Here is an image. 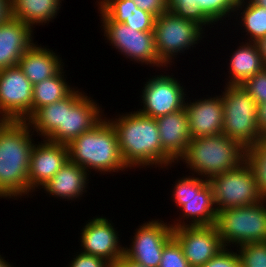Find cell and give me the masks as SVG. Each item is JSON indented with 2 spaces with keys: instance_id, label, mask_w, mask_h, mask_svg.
Wrapping results in <instances>:
<instances>
[{
  "instance_id": "obj_9",
  "label": "cell",
  "mask_w": 266,
  "mask_h": 267,
  "mask_svg": "<svg viewBox=\"0 0 266 267\" xmlns=\"http://www.w3.org/2000/svg\"><path fill=\"white\" fill-rule=\"evenodd\" d=\"M98 13L101 14L100 27L104 31L105 40L119 54L142 66L149 65L160 70L166 67L157 56L153 31H137L123 22L109 20L99 9Z\"/></svg>"
},
{
  "instance_id": "obj_34",
  "label": "cell",
  "mask_w": 266,
  "mask_h": 267,
  "mask_svg": "<svg viewBox=\"0 0 266 267\" xmlns=\"http://www.w3.org/2000/svg\"><path fill=\"white\" fill-rule=\"evenodd\" d=\"M225 247L201 267H241L237 251ZM235 251V252H234Z\"/></svg>"
},
{
  "instance_id": "obj_28",
  "label": "cell",
  "mask_w": 266,
  "mask_h": 267,
  "mask_svg": "<svg viewBox=\"0 0 266 267\" xmlns=\"http://www.w3.org/2000/svg\"><path fill=\"white\" fill-rule=\"evenodd\" d=\"M234 14L236 21L240 16L237 22L243 28L241 32L246 33V42L256 43L266 36V8L242 0L235 4Z\"/></svg>"
},
{
  "instance_id": "obj_40",
  "label": "cell",
  "mask_w": 266,
  "mask_h": 267,
  "mask_svg": "<svg viewBox=\"0 0 266 267\" xmlns=\"http://www.w3.org/2000/svg\"><path fill=\"white\" fill-rule=\"evenodd\" d=\"M256 44L259 48L261 58L266 67V36L264 38H261L258 42H256Z\"/></svg>"
},
{
  "instance_id": "obj_29",
  "label": "cell",
  "mask_w": 266,
  "mask_h": 267,
  "mask_svg": "<svg viewBox=\"0 0 266 267\" xmlns=\"http://www.w3.org/2000/svg\"><path fill=\"white\" fill-rule=\"evenodd\" d=\"M64 68L55 76L33 85V114L41 107L60 101L75 89L66 82Z\"/></svg>"
},
{
  "instance_id": "obj_8",
  "label": "cell",
  "mask_w": 266,
  "mask_h": 267,
  "mask_svg": "<svg viewBox=\"0 0 266 267\" xmlns=\"http://www.w3.org/2000/svg\"><path fill=\"white\" fill-rule=\"evenodd\" d=\"M153 32L157 56L167 70L179 53L183 54L191 48L193 50L205 34L200 25L176 16L169 10L156 17Z\"/></svg>"
},
{
  "instance_id": "obj_19",
  "label": "cell",
  "mask_w": 266,
  "mask_h": 267,
  "mask_svg": "<svg viewBox=\"0 0 266 267\" xmlns=\"http://www.w3.org/2000/svg\"><path fill=\"white\" fill-rule=\"evenodd\" d=\"M234 8L235 3L232 0H168L169 11L195 22L204 30L206 26L216 25L227 17L230 20L229 17L234 15Z\"/></svg>"
},
{
  "instance_id": "obj_4",
  "label": "cell",
  "mask_w": 266,
  "mask_h": 267,
  "mask_svg": "<svg viewBox=\"0 0 266 267\" xmlns=\"http://www.w3.org/2000/svg\"><path fill=\"white\" fill-rule=\"evenodd\" d=\"M246 148L224 134L191 139L186 152L179 159L192 175L205 180L233 170L245 162Z\"/></svg>"
},
{
  "instance_id": "obj_2",
  "label": "cell",
  "mask_w": 266,
  "mask_h": 267,
  "mask_svg": "<svg viewBox=\"0 0 266 267\" xmlns=\"http://www.w3.org/2000/svg\"><path fill=\"white\" fill-rule=\"evenodd\" d=\"M26 121H0V197L29 196L28 170L36 141Z\"/></svg>"
},
{
  "instance_id": "obj_15",
  "label": "cell",
  "mask_w": 266,
  "mask_h": 267,
  "mask_svg": "<svg viewBox=\"0 0 266 267\" xmlns=\"http://www.w3.org/2000/svg\"><path fill=\"white\" fill-rule=\"evenodd\" d=\"M112 220L103 216L89 219L81 228V252L105 259L113 265L124 255V247Z\"/></svg>"
},
{
  "instance_id": "obj_21",
  "label": "cell",
  "mask_w": 266,
  "mask_h": 267,
  "mask_svg": "<svg viewBox=\"0 0 266 267\" xmlns=\"http://www.w3.org/2000/svg\"><path fill=\"white\" fill-rule=\"evenodd\" d=\"M156 121L163 150L178 164L191 141L186 109L158 117Z\"/></svg>"
},
{
  "instance_id": "obj_41",
  "label": "cell",
  "mask_w": 266,
  "mask_h": 267,
  "mask_svg": "<svg viewBox=\"0 0 266 267\" xmlns=\"http://www.w3.org/2000/svg\"><path fill=\"white\" fill-rule=\"evenodd\" d=\"M3 255H0V267H14L13 264L4 259Z\"/></svg>"
},
{
  "instance_id": "obj_11",
  "label": "cell",
  "mask_w": 266,
  "mask_h": 267,
  "mask_svg": "<svg viewBox=\"0 0 266 267\" xmlns=\"http://www.w3.org/2000/svg\"><path fill=\"white\" fill-rule=\"evenodd\" d=\"M33 115V84L21 68L0 70V121H27Z\"/></svg>"
},
{
  "instance_id": "obj_36",
  "label": "cell",
  "mask_w": 266,
  "mask_h": 267,
  "mask_svg": "<svg viewBox=\"0 0 266 267\" xmlns=\"http://www.w3.org/2000/svg\"><path fill=\"white\" fill-rule=\"evenodd\" d=\"M138 8L158 17L168 10V0H133Z\"/></svg>"
},
{
  "instance_id": "obj_20",
  "label": "cell",
  "mask_w": 266,
  "mask_h": 267,
  "mask_svg": "<svg viewBox=\"0 0 266 267\" xmlns=\"http://www.w3.org/2000/svg\"><path fill=\"white\" fill-rule=\"evenodd\" d=\"M33 32L30 26L12 17L0 23V70L18 65L34 44Z\"/></svg>"
},
{
  "instance_id": "obj_14",
  "label": "cell",
  "mask_w": 266,
  "mask_h": 267,
  "mask_svg": "<svg viewBox=\"0 0 266 267\" xmlns=\"http://www.w3.org/2000/svg\"><path fill=\"white\" fill-rule=\"evenodd\" d=\"M173 238L182 247L190 267L203 266L225 248L215 224L174 228Z\"/></svg>"
},
{
  "instance_id": "obj_27",
  "label": "cell",
  "mask_w": 266,
  "mask_h": 267,
  "mask_svg": "<svg viewBox=\"0 0 266 267\" xmlns=\"http://www.w3.org/2000/svg\"><path fill=\"white\" fill-rule=\"evenodd\" d=\"M77 88L66 98L39 108L26 121L33 133L47 139L59 126H63L64 107H70L84 93Z\"/></svg>"
},
{
  "instance_id": "obj_42",
  "label": "cell",
  "mask_w": 266,
  "mask_h": 267,
  "mask_svg": "<svg viewBox=\"0 0 266 267\" xmlns=\"http://www.w3.org/2000/svg\"><path fill=\"white\" fill-rule=\"evenodd\" d=\"M252 4L266 8V0H249Z\"/></svg>"
},
{
  "instance_id": "obj_5",
  "label": "cell",
  "mask_w": 266,
  "mask_h": 267,
  "mask_svg": "<svg viewBox=\"0 0 266 267\" xmlns=\"http://www.w3.org/2000/svg\"><path fill=\"white\" fill-rule=\"evenodd\" d=\"M171 192V200L182 214H179L180 217L175 218L176 220L174 219L170 224L173 229L188 225L215 224L217 210L212 187L208 180L189 173V176L186 175L176 180Z\"/></svg>"
},
{
  "instance_id": "obj_12",
  "label": "cell",
  "mask_w": 266,
  "mask_h": 267,
  "mask_svg": "<svg viewBox=\"0 0 266 267\" xmlns=\"http://www.w3.org/2000/svg\"><path fill=\"white\" fill-rule=\"evenodd\" d=\"M165 74L153 75L144 84L139 96L143 106L137 109L141 114L156 119L185 108L186 86L174 75Z\"/></svg>"
},
{
  "instance_id": "obj_17",
  "label": "cell",
  "mask_w": 266,
  "mask_h": 267,
  "mask_svg": "<svg viewBox=\"0 0 266 267\" xmlns=\"http://www.w3.org/2000/svg\"><path fill=\"white\" fill-rule=\"evenodd\" d=\"M38 143V144H37ZM68 157V147L65 144L43 139L36 142L30 155L28 170L29 194L41 190L66 163Z\"/></svg>"
},
{
  "instance_id": "obj_3",
  "label": "cell",
  "mask_w": 266,
  "mask_h": 267,
  "mask_svg": "<svg viewBox=\"0 0 266 267\" xmlns=\"http://www.w3.org/2000/svg\"><path fill=\"white\" fill-rule=\"evenodd\" d=\"M67 147L69 160L89 174L96 171L114 176V172L129 169L122 159L117 133L108 117L73 139Z\"/></svg>"
},
{
  "instance_id": "obj_37",
  "label": "cell",
  "mask_w": 266,
  "mask_h": 267,
  "mask_svg": "<svg viewBox=\"0 0 266 267\" xmlns=\"http://www.w3.org/2000/svg\"><path fill=\"white\" fill-rule=\"evenodd\" d=\"M257 124L262 137H266V103L257 105Z\"/></svg>"
},
{
  "instance_id": "obj_38",
  "label": "cell",
  "mask_w": 266,
  "mask_h": 267,
  "mask_svg": "<svg viewBox=\"0 0 266 267\" xmlns=\"http://www.w3.org/2000/svg\"><path fill=\"white\" fill-rule=\"evenodd\" d=\"M11 17L10 0H0V23Z\"/></svg>"
},
{
  "instance_id": "obj_24",
  "label": "cell",
  "mask_w": 266,
  "mask_h": 267,
  "mask_svg": "<svg viewBox=\"0 0 266 267\" xmlns=\"http://www.w3.org/2000/svg\"><path fill=\"white\" fill-rule=\"evenodd\" d=\"M96 3L97 9L113 22H123L137 31H154L156 17L138 8L133 0H97Z\"/></svg>"
},
{
  "instance_id": "obj_7",
  "label": "cell",
  "mask_w": 266,
  "mask_h": 267,
  "mask_svg": "<svg viewBox=\"0 0 266 267\" xmlns=\"http://www.w3.org/2000/svg\"><path fill=\"white\" fill-rule=\"evenodd\" d=\"M223 100L222 134L237 140L245 148L261 138L257 124V104L240 85H225Z\"/></svg>"
},
{
  "instance_id": "obj_16",
  "label": "cell",
  "mask_w": 266,
  "mask_h": 267,
  "mask_svg": "<svg viewBox=\"0 0 266 267\" xmlns=\"http://www.w3.org/2000/svg\"><path fill=\"white\" fill-rule=\"evenodd\" d=\"M101 107L84 92L70 107H64L63 126H59L47 140L68 145L107 116Z\"/></svg>"
},
{
  "instance_id": "obj_43",
  "label": "cell",
  "mask_w": 266,
  "mask_h": 267,
  "mask_svg": "<svg viewBox=\"0 0 266 267\" xmlns=\"http://www.w3.org/2000/svg\"><path fill=\"white\" fill-rule=\"evenodd\" d=\"M235 4L241 2L242 0H232Z\"/></svg>"
},
{
  "instance_id": "obj_18",
  "label": "cell",
  "mask_w": 266,
  "mask_h": 267,
  "mask_svg": "<svg viewBox=\"0 0 266 267\" xmlns=\"http://www.w3.org/2000/svg\"><path fill=\"white\" fill-rule=\"evenodd\" d=\"M188 98L187 96L185 109L188 114L191 139L221 134L224 118L221 95L193 99V102Z\"/></svg>"
},
{
  "instance_id": "obj_25",
  "label": "cell",
  "mask_w": 266,
  "mask_h": 267,
  "mask_svg": "<svg viewBox=\"0 0 266 267\" xmlns=\"http://www.w3.org/2000/svg\"><path fill=\"white\" fill-rule=\"evenodd\" d=\"M239 44L230 55L226 85H241L265 67L256 43L242 41Z\"/></svg>"
},
{
  "instance_id": "obj_10",
  "label": "cell",
  "mask_w": 266,
  "mask_h": 267,
  "mask_svg": "<svg viewBox=\"0 0 266 267\" xmlns=\"http://www.w3.org/2000/svg\"><path fill=\"white\" fill-rule=\"evenodd\" d=\"M208 183L212 187L217 211L257 204L264 200L258 190L253 171L246 162L211 178Z\"/></svg>"
},
{
  "instance_id": "obj_33",
  "label": "cell",
  "mask_w": 266,
  "mask_h": 267,
  "mask_svg": "<svg viewBox=\"0 0 266 267\" xmlns=\"http://www.w3.org/2000/svg\"><path fill=\"white\" fill-rule=\"evenodd\" d=\"M159 267H190L182 247L174 238L164 246Z\"/></svg>"
},
{
  "instance_id": "obj_31",
  "label": "cell",
  "mask_w": 266,
  "mask_h": 267,
  "mask_svg": "<svg viewBox=\"0 0 266 267\" xmlns=\"http://www.w3.org/2000/svg\"><path fill=\"white\" fill-rule=\"evenodd\" d=\"M235 250L241 267H266V242L243 244Z\"/></svg>"
},
{
  "instance_id": "obj_13",
  "label": "cell",
  "mask_w": 266,
  "mask_h": 267,
  "mask_svg": "<svg viewBox=\"0 0 266 267\" xmlns=\"http://www.w3.org/2000/svg\"><path fill=\"white\" fill-rule=\"evenodd\" d=\"M124 255L145 267H159L164 246L173 238L170 222L152 219L135 229Z\"/></svg>"
},
{
  "instance_id": "obj_39",
  "label": "cell",
  "mask_w": 266,
  "mask_h": 267,
  "mask_svg": "<svg viewBox=\"0 0 266 267\" xmlns=\"http://www.w3.org/2000/svg\"><path fill=\"white\" fill-rule=\"evenodd\" d=\"M112 267H145V266L138 264L128 259L125 255H123L112 265Z\"/></svg>"
},
{
  "instance_id": "obj_32",
  "label": "cell",
  "mask_w": 266,
  "mask_h": 267,
  "mask_svg": "<svg viewBox=\"0 0 266 267\" xmlns=\"http://www.w3.org/2000/svg\"><path fill=\"white\" fill-rule=\"evenodd\" d=\"M257 105L266 103V67L249 77L241 85Z\"/></svg>"
},
{
  "instance_id": "obj_30",
  "label": "cell",
  "mask_w": 266,
  "mask_h": 267,
  "mask_svg": "<svg viewBox=\"0 0 266 267\" xmlns=\"http://www.w3.org/2000/svg\"><path fill=\"white\" fill-rule=\"evenodd\" d=\"M245 162L253 171L260 194L266 199V137L246 148Z\"/></svg>"
},
{
  "instance_id": "obj_1",
  "label": "cell",
  "mask_w": 266,
  "mask_h": 267,
  "mask_svg": "<svg viewBox=\"0 0 266 267\" xmlns=\"http://www.w3.org/2000/svg\"><path fill=\"white\" fill-rule=\"evenodd\" d=\"M116 117L108 120L116 130L120 154L129 170L139 167L168 170L177 164L162 148L155 118L138 111L122 112Z\"/></svg>"
},
{
  "instance_id": "obj_23",
  "label": "cell",
  "mask_w": 266,
  "mask_h": 267,
  "mask_svg": "<svg viewBox=\"0 0 266 267\" xmlns=\"http://www.w3.org/2000/svg\"><path fill=\"white\" fill-rule=\"evenodd\" d=\"M61 55L36 42L24 52L18 66L34 85L57 75L65 66Z\"/></svg>"
},
{
  "instance_id": "obj_35",
  "label": "cell",
  "mask_w": 266,
  "mask_h": 267,
  "mask_svg": "<svg viewBox=\"0 0 266 267\" xmlns=\"http://www.w3.org/2000/svg\"><path fill=\"white\" fill-rule=\"evenodd\" d=\"M66 267H112V265L105 259L97 256L82 253L81 251L76 252L73 260L69 261Z\"/></svg>"
},
{
  "instance_id": "obj_22",
  "label": "cell",
  "mask_w": 266,
  "mask_h": 267,
  "mask_svg": "<svg viewBox=\"0 0 266 267\" xmlns=\"http://www.w3.org/2000/svg\"><path fill=\"white\" fill-rule=\"evenodd\" d=\"M89 173L80 165L71 162L69 159L62 168L44 184L41 189L44 193L56 197V199H67L74 201L80 199L89 189ZM86 192V193H85Z\"/></svg>"
},
{
  "instance_id": "obj_6",
  "label": "cell",
  "mask_w": 266,
  "mask_h": 267,
  "mask_svg": "<svg viewBox=\"0 0 266 267\" xmlns=\"http://www.w3.org/2000/svg\"><path fill=\"white\" fill-rule=\"evenodd\" d=\"M215 227L228 248L266 242V199L257 204L217 211Z\"/></svg>"
},
{
  "instance_id": "obj_26",
  "label": "cell",
  "mask_w": 266,
  "mask_h": 267,
  "mask_svg": "<svg viewBox=\"0 0 266 267\" xmlns=\"http://www.w3.org/2000/svg\"><path fill=\"white\" fill-rule=\"evenodd\" d=\"M62 1L64 0H10L11 17L35 30V26L48 25L57 18Z\"/></svg>"
}]
</instances>
